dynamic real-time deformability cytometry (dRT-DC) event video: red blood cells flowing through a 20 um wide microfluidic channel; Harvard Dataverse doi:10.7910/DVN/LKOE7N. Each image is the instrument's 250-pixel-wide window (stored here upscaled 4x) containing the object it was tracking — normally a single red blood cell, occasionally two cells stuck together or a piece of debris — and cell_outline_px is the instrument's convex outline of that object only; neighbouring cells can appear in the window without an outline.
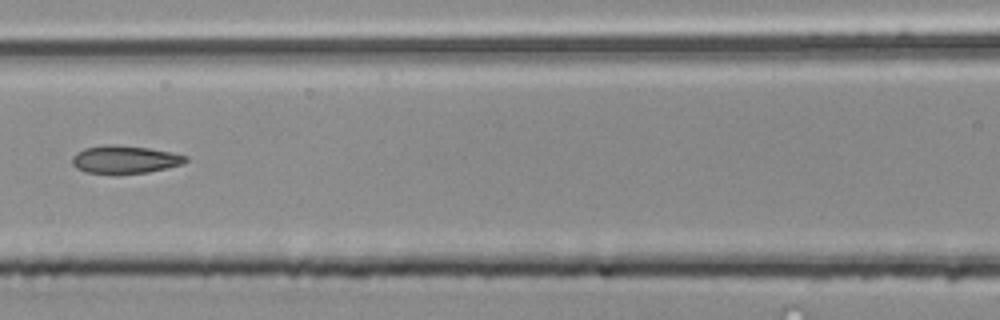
{"species": "common noctule bat (a hibernating species)", "species_latin": "Nyctalus noctula", "temperature_condition": "room temperature", "stored_images_in_passage": 5, "camera_frame_rate_fps": 3000, "um_per_image_px": 0.085, "animal": {"sex": "male", "body_mass_g": 20.4}, "frame": {"image": 1, "passage_image": 5, "time_ms": 1.333, "image_size_px": [1000, 320], "cell_outline_px": [[188, 160], [184, 164], [168, 168], [148, 172], [116, 176], [84, 172], [76, 168], [72, 164], [72, 156], [76, 152], [84, 148], [104, 144], [116, 144], [148, 148], [188, 156]], "centroid_in_image_um": [10.57, 13.59], "position_along_channel_um": 156.0, "area_um2": 19.13}}